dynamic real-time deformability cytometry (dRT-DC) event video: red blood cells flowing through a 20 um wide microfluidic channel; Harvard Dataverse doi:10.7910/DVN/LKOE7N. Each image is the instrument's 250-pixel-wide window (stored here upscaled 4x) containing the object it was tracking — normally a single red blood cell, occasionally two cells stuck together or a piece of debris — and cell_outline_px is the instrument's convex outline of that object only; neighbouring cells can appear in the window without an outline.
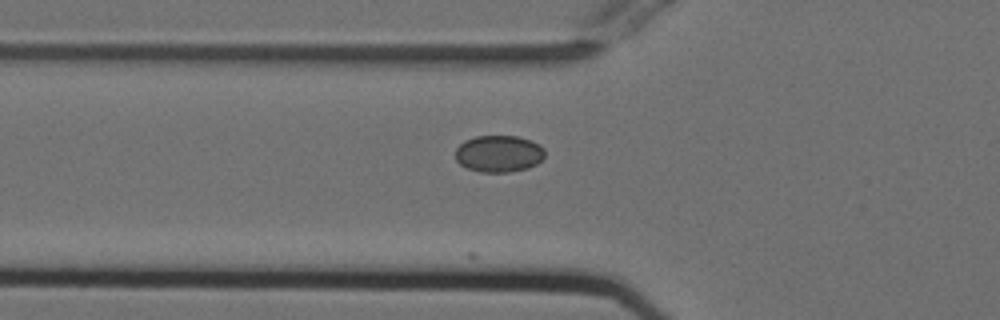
{"species": "Egyptian fruit bat (a non-hibernating species)", "species_latin": "Rousettus aegyptiacus", "temperature_condition": "cold", "stored_images_in_passage": 37, "camera_frame_rate_fps": 3000, "um_per_image_px": 0.085, "animal": {"sex": "female"}, "frame": {"image": 1, "passage_image": 2, "time_ms": 0.333, "image_size_px": [1000, 320], "cell_outline_px": [[544, 156], [536, 164], [528, 168], [508, 172], [480, 172], [468, 168], [460, 164], [456, 160], [456, 148], [464, 140], [476, 136], [516, 136], [532, 140], [540, 144], [544, 148]], "centroid_in_image_um": [42.4, 13.05], "position_along_channel_um": 83.4, "area_um2": 19.25}}
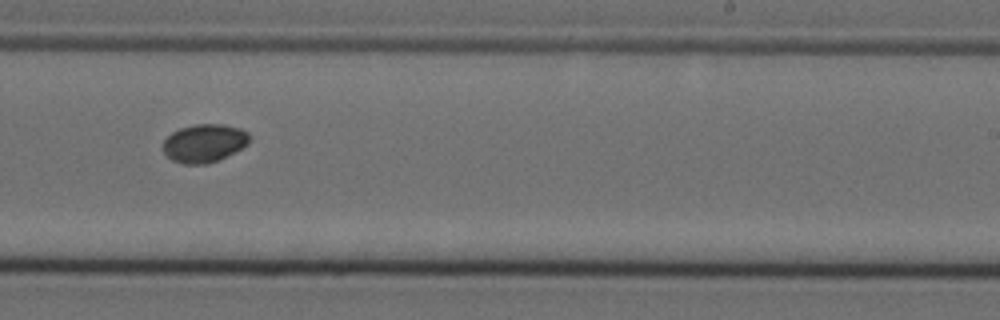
{"frame": {"image": 2, "passage_image": 17, "time_ms": 5.333, "image_size_px": [1000, 320], "cell_outline_px": [[252, 136], [248, 144], [216, 160], [204, 164], [184, 164], [172, 160], [164, 152], [164, 140], [172, 132], [180, 128], [196, 124], [220, 124], [240, 128], [248, 132]], "centroid_in_image_um": [17.37, 12.15], "position_along_channel_um": 271.6, "area_um2": 18.96}}
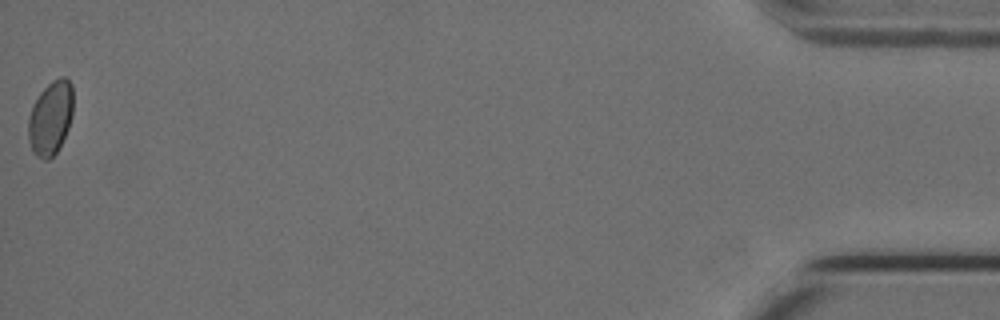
{"frame": {"image": 3, "passage_image": 37, "time_ms": 12.0, "image_size_px": [1000, 320], "cell_outline_px": [[72, 116], [68, 128], [56, 152], [48, 160], [44, 160], [36, 156], [28, 140], [28, 116], [32, 104], [40, 92], [52, 80], [60, 76], [64, 76], [72, 84]], "centroid_in_image_um": [4.28, 10.0], "position_along_channel_um": 430.9, "area_um2": 19.36}}